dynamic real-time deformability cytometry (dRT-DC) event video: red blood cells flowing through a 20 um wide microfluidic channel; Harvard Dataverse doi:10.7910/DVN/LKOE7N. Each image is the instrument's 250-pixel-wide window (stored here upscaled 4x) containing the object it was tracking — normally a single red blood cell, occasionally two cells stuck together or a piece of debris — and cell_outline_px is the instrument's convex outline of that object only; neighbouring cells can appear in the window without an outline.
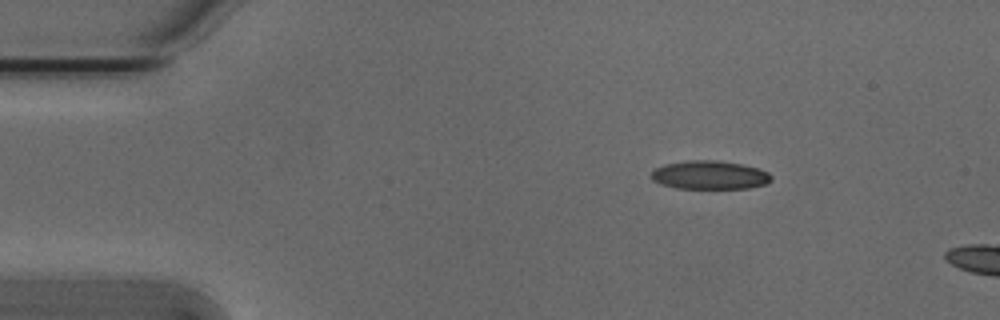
{"species": "Egyptian fruit bat (a non-hibernating species)", "species_latin": "Rousettus aegyptiacus", "temperature_condition": "cold", "stored_images_in_passage": 45, "camera_frame_rate_fps": 3000, "um_per_image_px": 0.085, "animal": {"sex": "male"}, "frame": {"image": 1, "passage_image": 1, "time_ms": 0.0, "image_size_px": [1000, 320], "cell_outline_px": [[772, 180], [768, 184], [748, 188], [676, 188], [660, 184], [652, 180], [652, 172], [656, 168], [664, 164], [692, 160], [716, 160], [740, 164], [756, 168], [768, 172], [772, 176]], "centroid_in_image_um": [60.34, 14.88], "position_along_channel_um": 24.7, "area_um2": 19.88}}
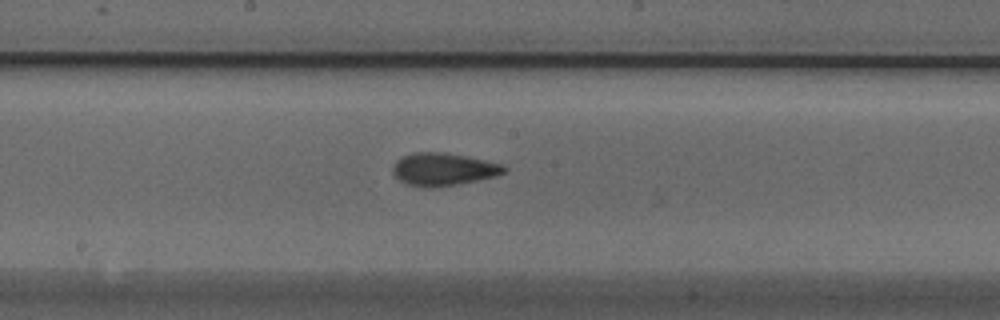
{"frame": {"image": 2, "passage_image": 21, "time_ms": 6.667, "image_size_px": [1000, 320], "cell_outline_px": [[508, 168], [504, 172], [496, 176], [460, 184], [436, 188], [428, 188], [408, 184], [400, 180], [392, 172], [392, 168], [396, 160], [412, 152], [444, 152], [504, 164]], "centroid_in_image_um": [37.69, 14.39], "position_along_channel_um": 210.5, "area_um2": 21.27}}
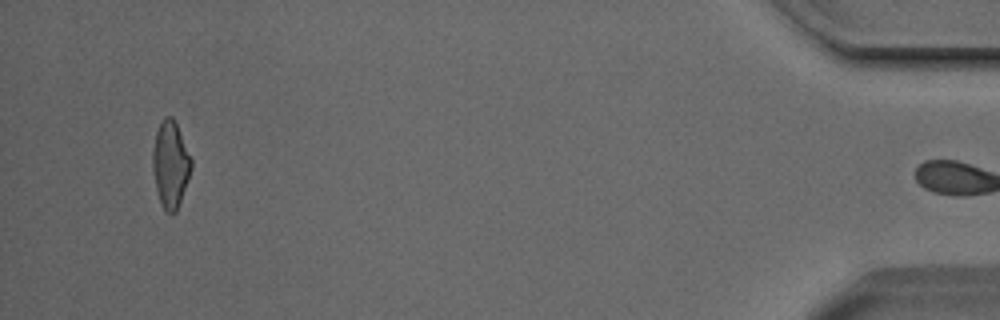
{"frame": {"image": 3, "passage_image": 44, "time_ms": 14.333, "image_size_px": [1000, 320], "cell_outline_px": [[192, 168], [176, 212], [172, 216], [160, 204], [152, 172], [152, 152], [156, 132], [164, 116], [172, 116], [176, 124], [192, 160]], "centroid_in_image_um": [14.47, 14.0], "position_along_channel_um": 420.7, "area_um2": 19.36}, "authors_computed_cell_mechanics": {"area_um2": 20.2878, "velocity_mm_per_s": 3.8161, "shape_relaxation_time_tau1_ms": 7.9101, "shape_relaxation_time_tau2_ms": 2.1583, "deformation_change_tau1": 0.1912, "deformation_change_tau2": 0.094}}